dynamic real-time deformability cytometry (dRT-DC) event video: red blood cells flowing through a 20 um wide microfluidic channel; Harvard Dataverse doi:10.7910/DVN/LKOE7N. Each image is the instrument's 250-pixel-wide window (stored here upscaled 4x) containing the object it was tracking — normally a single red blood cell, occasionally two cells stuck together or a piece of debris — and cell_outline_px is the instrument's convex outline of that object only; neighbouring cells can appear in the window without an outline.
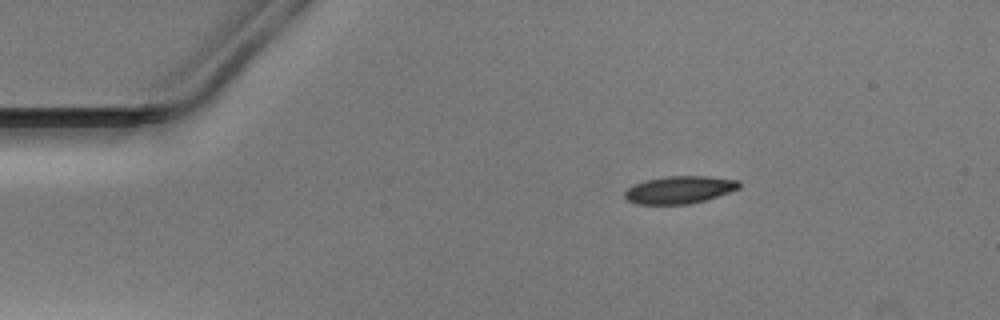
{"species": "Egyptian fruit bat (a non-hibernating species)", "species_latin": "Rousettus aegyptiacus", "temperature_condition": "warm", "stored_images_in_passage": 44, "camera_frame_rate_fps": 3000, "um_per_image_px": 0.085, "animal": {"sex": "male"}, "frame": {"image": 1, "passage_image": 1, "time_ms": 0.0, "image_size_px": [1000, 320], "cell_outline_px": [[740, 188], [704, 200], [688, 204], [636, 204], [628, 200], [624, 196], [624, 192], [628, 188], [644, 180], [668, 176], [708, 176], [740, 180]], "centroid_in_image_um": [57.75, 16.12], "position_along_channel_um": 27.2, "area_um2": 18.21}}
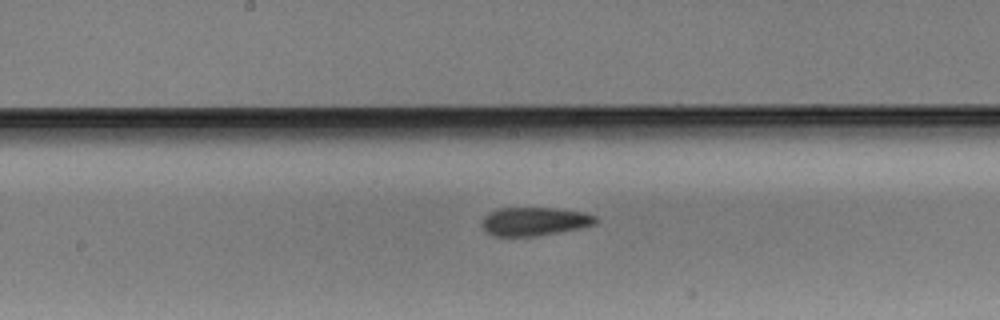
{"frame": {"image": 2, "passage_image": 19, "time_ms": 6.0, "image_size_px": [1000, 320], "cell_outline_px": [[600, 220], [596, 224], [580, 228], [536, 236], [492, 236], [484, 232], [480, 224], [484, 216], [488, 212], [500, 208], [556, 208], [584, 212], [596, 216]], "centroid_in_image_um": [45.41, 18.82], "position_along_channel_um": 202.8, "area_um2": 19.19}}
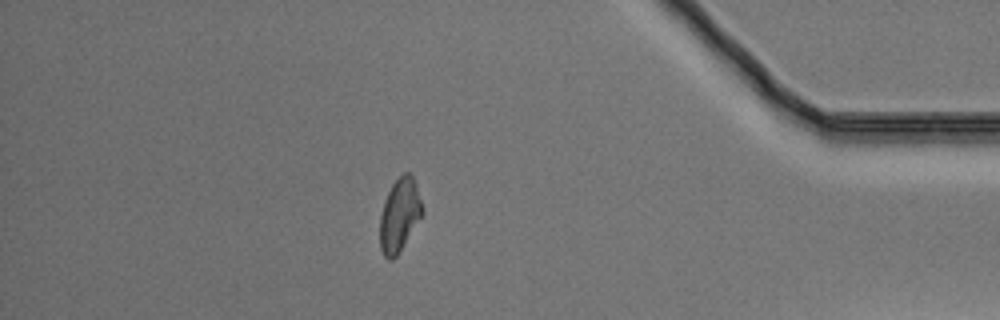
{"frame": {"image": 3, "passage_image": 37, "time_ms": 12.0, "image_size_px": [1000, 320], "cell_outline_px": [[424, 212], [396, 256], [392, 260], [388, 260], [384, 256], [380, 248], [380, 216], [384, 200], [392, 184], [404, 172], [408, 172], [412, 176], [416, 184], [424, 208]], "centroid_in_image_um": [33.96, 18.27], "position_along_channel_um": 401.2, "area_um2": 17.98}}